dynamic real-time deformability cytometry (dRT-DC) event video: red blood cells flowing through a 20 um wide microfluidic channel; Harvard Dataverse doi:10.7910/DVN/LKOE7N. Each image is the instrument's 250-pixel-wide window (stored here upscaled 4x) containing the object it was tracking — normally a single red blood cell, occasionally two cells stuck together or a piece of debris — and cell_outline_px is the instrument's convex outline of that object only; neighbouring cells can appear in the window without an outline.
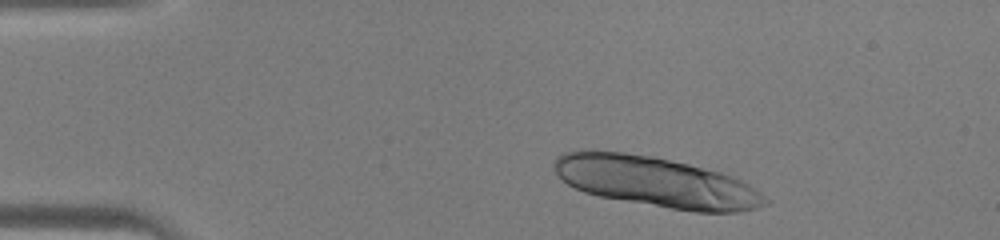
{"species": "human", "species_latin": "Homo sapiens", "temperature_condition": "warm", "stored_images_in_passage": 39, "segment_of_instrument_passage": [1, 2], "camera_frame_rate_fps": 3000, "um_per_image_px": 0.085, "donor": {"sex": "male"}, "frame": {"image": 1, "passage_image": 3, "time_ms": 0.667, "image_size_px": [1000, 240], "cell_outline_px": [[772, 200], [756, 208], [736, 212], [696, 212], [600, 196], [584, 192], [560, 180], [552, 164], [552, 160], [556, 156], [564, 152], [624, 152], [656, 156], [720, 172], [732, 176], [756, 188]], "centroid_in_image_um": [55.79, 15.46], "position_along_channel_um": 29.2, "area_um2": 61.44}}